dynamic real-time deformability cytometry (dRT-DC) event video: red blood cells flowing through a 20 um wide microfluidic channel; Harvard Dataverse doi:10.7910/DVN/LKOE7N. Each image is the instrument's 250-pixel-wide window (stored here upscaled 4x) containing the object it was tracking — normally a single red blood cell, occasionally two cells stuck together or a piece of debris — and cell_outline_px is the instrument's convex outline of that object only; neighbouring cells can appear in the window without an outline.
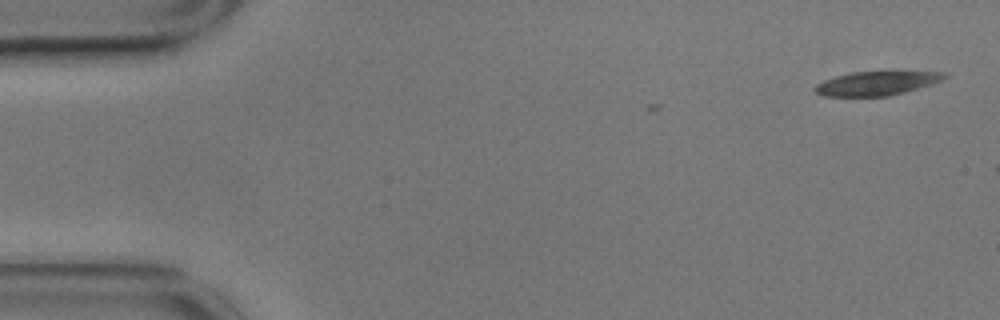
{"species": "common noctule bat (a hibernating species)", "species_latin": "Nyctalus noctula", "temperature_condition": "cold", "stored_images_in_passage": 8, "camera_frame_rate_fps": 3000, "um_per_image_px": 0.085, "animal": {"sex": "male", "body_mass_g": 17.9}, "frame": {"image": 1, "passage_image": 1, "time_ms": 0.0, "image_size_px": [1000, 320], "cell_outline_px": [[948, 76], [940, 80], [904, 92], [888, 96], [824, 96], [816, 92], [816, 84], [824, 80], [836, 76], [852, 72], [944, 72]], "centroid_in_image_um": [74.46, 7.08], "position_along_channel_um": 10.5, "area_um2": 17.51}}